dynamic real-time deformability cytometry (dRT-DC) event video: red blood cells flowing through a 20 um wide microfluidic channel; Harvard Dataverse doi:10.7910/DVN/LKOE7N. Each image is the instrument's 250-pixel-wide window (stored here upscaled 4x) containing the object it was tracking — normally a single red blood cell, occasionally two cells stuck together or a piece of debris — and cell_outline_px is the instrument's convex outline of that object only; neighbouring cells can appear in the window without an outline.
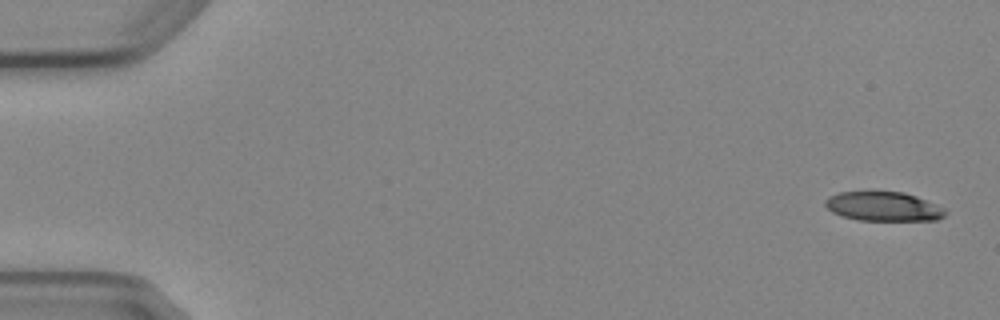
{"species": "Egyptian fruit bat (a non-hibernating species)", "species_latin": "Rousettus aegyptiacus", "temperature_condition": "cold", "stored_images_in_passage": 4, "camera_frame_rate_fps": 3000, "um_per_image_px": 0.085, "animal": {"sex": "female"}, "frame": {"image": 1, "passage_image": 1, "time_ms": 0.0, "image_size_px": [1000, 320], "cell_outline_px": [[948, 212], [944, 216], [936, 220], [860, 220], [840, 216], [832, 212], [824, 204], [824, 200], [828, 196], [840, 192], [904, 192], [916, 196], [944, 208]], "centroid_in_image_um": [75.07, 17.55], "position_along_channel_um": 9.9, "area_um2": 20.4}}
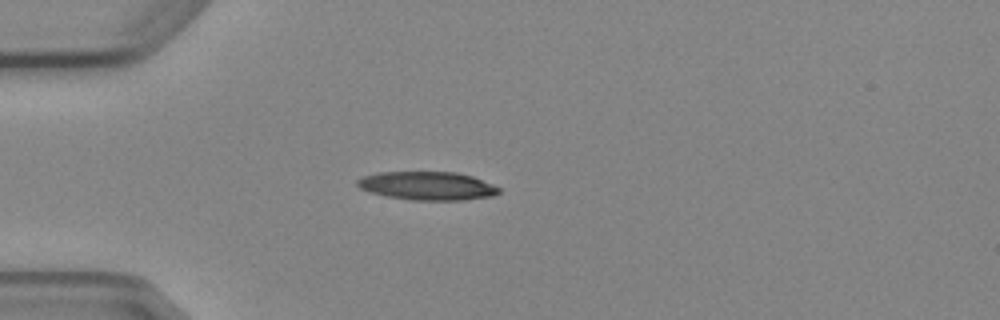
{"frame": {"image": 2, "passage_image": 4, "time_ms": 4.333, "image_size_px": [1000, 320], "cell_outline_px": [[500, 192], [492, 196], [464, 200], [412, 200], [388, 196], [372, 192], [360, 188], [356, 184], [356, 180], [364, 176], [376, 172], [456, 172], [472, 176], [492, 184], [500, 188]], "centroid_in_image_um": [36.33, 15.79], "position_along_channel_um": 48.7, "area_um2": 23.35}}